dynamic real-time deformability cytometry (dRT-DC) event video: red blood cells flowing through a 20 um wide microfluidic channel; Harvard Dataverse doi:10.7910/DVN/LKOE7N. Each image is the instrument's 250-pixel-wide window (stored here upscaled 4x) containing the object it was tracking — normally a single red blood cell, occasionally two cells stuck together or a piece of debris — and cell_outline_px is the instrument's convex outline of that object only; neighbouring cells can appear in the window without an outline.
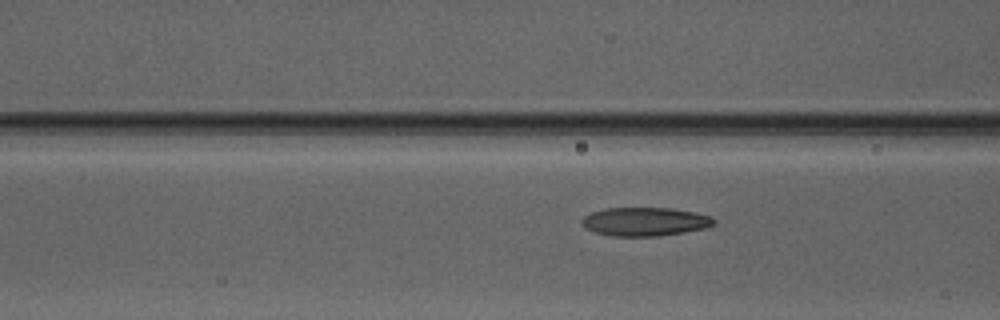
{"species": "Egyptian fruit bat (a non-hibernating species)", "species_latin": "Rousettus aegyptiacus", "temperature_condition": "warm", "stored_images_in_passage": 5, "camera_frame_rate_fps": 3000, "um_per_image_px": 0.085, "animal": {"sex": "male"}, "frame": {"image": 1, "passage_image": 4, "time_ms": 4.667, "image_size_px": [1000, 320], "cell_outline_px": [[716, 224], [704, 228], [684, 232], [656, 236], [612, 236], [596, 232], [584, 228], [580, 220], [584, 216], [592, 212], [604, 208], [672, 208], [696, 212], [712, 216], [716, 220]], "centroid_in_image_um": [54.83, 18.83], "position_along_channel_um": 111.8, "area_um2": 22.14}}
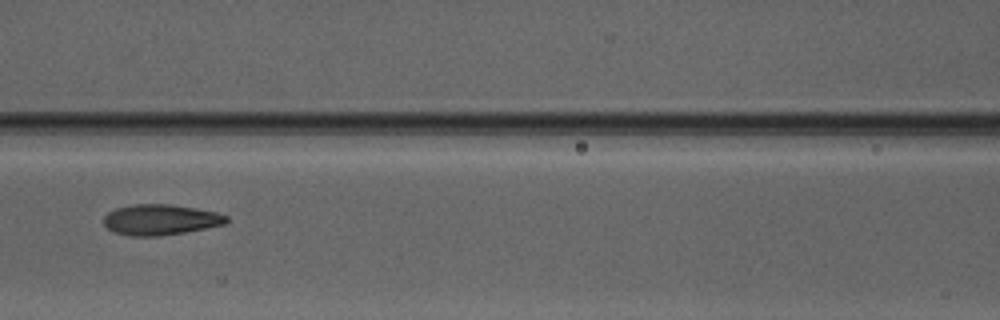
{"frame": {"image": 2, "passage_image": 5, "time_ms": 5.667, "image_size_px": [1000, 320], "cell_outline_px": [[228, 220], [224, 224], [208, 228], [160, 236], [132, 236], [112, 232], [104, 224], [104, 216], [108, 212], [116, 208], [132, 204], [172, 204], [196, 208], [216, 212], [228, 216]], "centroid_in_image_um": [13.63, 18.67], "position_along_channel_um": 153.0, "area_um2": 22.02}}